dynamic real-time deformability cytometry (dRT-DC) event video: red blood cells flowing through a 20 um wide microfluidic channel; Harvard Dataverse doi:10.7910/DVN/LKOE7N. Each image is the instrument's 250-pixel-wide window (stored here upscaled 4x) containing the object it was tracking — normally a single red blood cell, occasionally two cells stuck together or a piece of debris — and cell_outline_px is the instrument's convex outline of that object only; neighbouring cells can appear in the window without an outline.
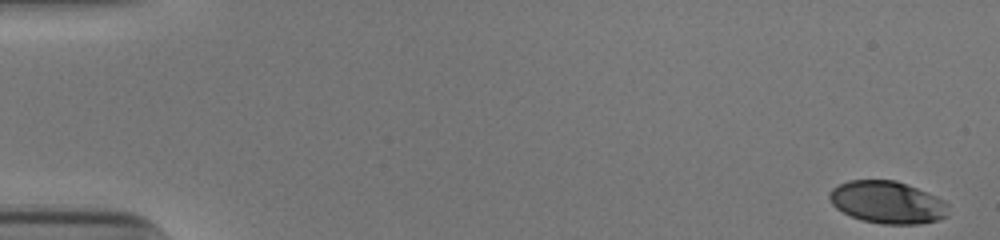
{"species": "human", "species_latin": "Homo sapiens", "temperature_condition": "cold", "stored_images_in_passage": 53, "camera_frame_rate_fps": 3000, "um_per_image_px": 0.085, "donor": {"sex": "male"}, "frame": {"image": 1, "passage_image": 1, "time_ms": 0.0, "image_size_px": [1000, 240], "cell_outline_px": [[948, 216], [940, 220], [920, 224], [880, 224], [860, 220], [836, 208], [832, 204], [828, 196], [832, 188], [848, 180], [896, 180], [928, 192], [944, 200], [948, 204]], "centroid_in_image_um": [75.46, 17.2], "position_along_channel_um": 9.5, "area_um2": 29.59}}
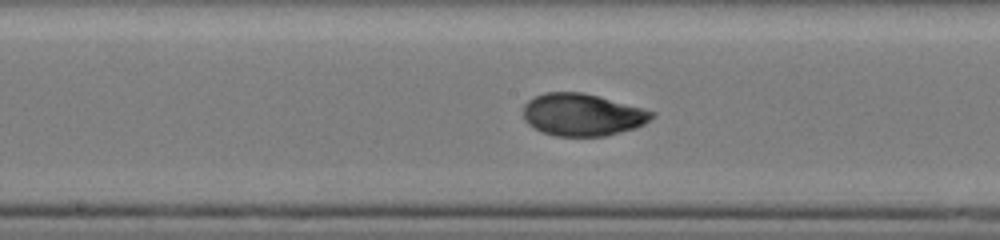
{"frame": {"image": 2, "passage_image": 28, "time_ms": 9.0, "image_size_px": [1000, 240], "cell_outline_px": [[656, 116], [644, 124], [636, 128], [604, 136], [556, 136], [540, 132], [528, 124], [524, 120], [524, 104], [528, 100], [544, 92], [584, 92], [656, 112]], "centroid_in_image_um": [49.5, 9.75], "position_along_channel_um": 198.7, "area_um2": 31.79}}
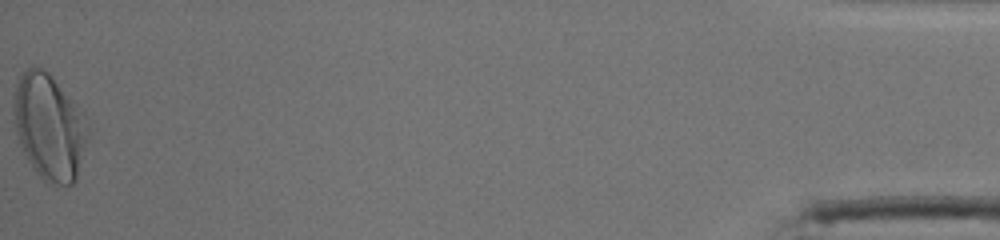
{"frame": {"image": 3, "passage_image": 53, "time_ms": 17.333, "image_size_px": [1000, 240], "cell_outline_px": [[88, 136], [76, 176], [72, 184], [48, 184], [36, 172], [24, 152], [20, 144], [16, 132], [12, 108], [12, 100], [16, 84], [20, 76], [32, 64], [44, 68], [84, 108], [88, 128]], "centroid_in_image_um": [4.19, 10.7], "position_along_channel_um": 431.0, "area_um2": 46.24}, "authors_computed_cell_mechanics": {"area_um2": 30.8074, "velocity_mm_per_s": 3.9009, "shape_relaxation_time_tau1_ms": 4.4347, "shape_relaxation_time_tau2_ms": null, "deformation_change_tau1": 0.1762, "deformation_change_tau2": null}}